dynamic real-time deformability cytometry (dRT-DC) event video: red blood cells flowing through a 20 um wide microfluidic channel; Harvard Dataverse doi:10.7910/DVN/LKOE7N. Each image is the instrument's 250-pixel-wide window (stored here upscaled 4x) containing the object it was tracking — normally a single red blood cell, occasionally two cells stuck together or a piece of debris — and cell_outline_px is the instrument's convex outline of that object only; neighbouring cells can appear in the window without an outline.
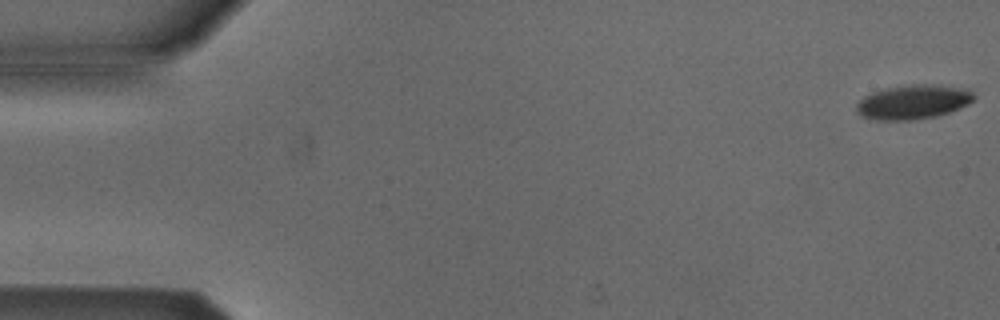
{"species": "Egyptian fruit bat (a non-hibernating species)", "species_latin": "Rousettus aegyptiacus", "temperature_condition": "cold", "stored_images_in_passage": 4, "camera_frame_rate_fps": 3000, "um_per_image_px": 0.085, "animal": {"sex": "male"}, "frame": {"image": 1, "passage_image": 1, "time_ms": 0.0, "image_size_px": [1000, 320], "cell_outline_px": [[976, 96], [968, 104], [960, 108], [936, 116], [912, 120], [876, 120], [864, 116], [856, 112], [856, 104], [864, 96], [872, 92], [884, 88], [912, 84], [932, 84], [968, 88]], "centroid_in_image_um": [77.62, 8.65], "position_along_channel_um": 7.4, "area_um2": 23.58}}
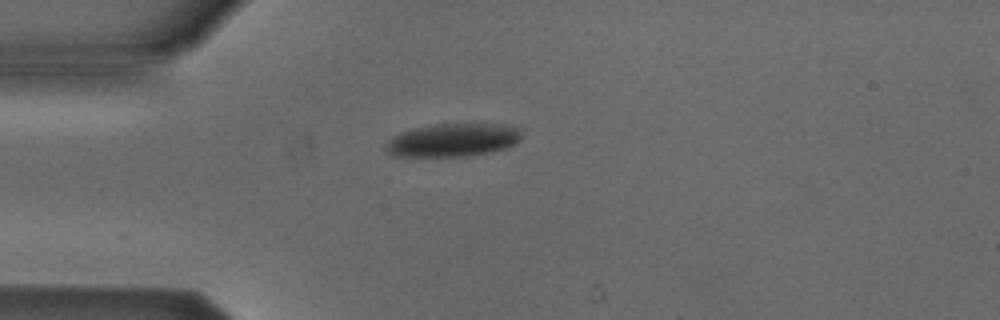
{"frame": {"image": 2, "passage_image": 4, "time_ms": 4.333, "image_size_px": [1000, 320], "cell_outline_px": [[520, 140], [504, 148], [492, 152], [464, 156], [396, 156], [388, 152], [384, 148], [384, 144], [392, 136], [400, 132], [416, 128], [436, 124], [504, 124], [520, 128]], "centroid_in_image_um": [38.47, 11.9], "position_along_channel_um": 46.5, "area_um2": 26.13}}